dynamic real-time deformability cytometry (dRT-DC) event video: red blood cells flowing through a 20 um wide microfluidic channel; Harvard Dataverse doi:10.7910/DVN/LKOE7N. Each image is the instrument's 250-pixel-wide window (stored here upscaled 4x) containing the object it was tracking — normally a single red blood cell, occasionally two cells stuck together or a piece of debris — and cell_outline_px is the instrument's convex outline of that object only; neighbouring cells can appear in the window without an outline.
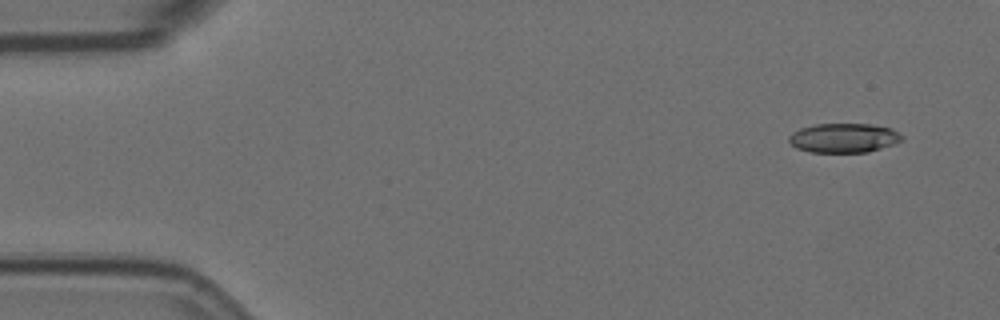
{"species": "Egyptian fruit bat (a non-hibernating species)", "species_latin": "Rousettus aegyptiacus", "temperature_condition": "room temperature", "stored_images_in_passage": 5, "camera_frame_rate_fps": 3000, "um_per_image_px": 0.085, "animal": {"sex": "female"}, "frame": {"image": 1, "passage_image": 1, "time_ms": 0.0, "image_size_px": [1000, 320], "cell_outline_px": [[904, 140], [896, 144], [868, 152], [812, 152], [796, 148], [788, 140], [788, 136], [792, 132], [800, 128], [816, 124], [872, 124], [892, 128], [904, 136]], "centroid_in_image_um": [71.76, 11.72], "position_along_channel_um": 13.2, "area_um2": 19.54}}